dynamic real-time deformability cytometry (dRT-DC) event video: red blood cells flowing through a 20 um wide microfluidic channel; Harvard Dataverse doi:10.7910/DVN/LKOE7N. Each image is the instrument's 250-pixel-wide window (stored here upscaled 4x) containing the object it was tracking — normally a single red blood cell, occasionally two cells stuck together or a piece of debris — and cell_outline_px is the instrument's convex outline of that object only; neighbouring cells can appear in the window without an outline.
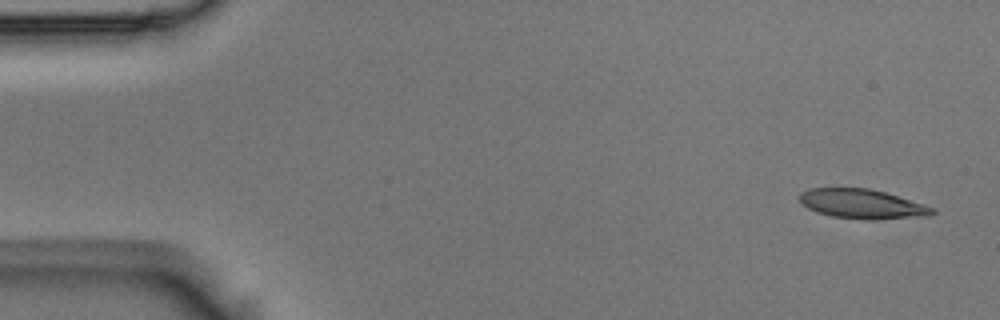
{"species": "Egyptian fruit bat (a non-hibernating species)", "species_latin": "Rousettus aegyptiacus", "temperature_condition": "room temperature", "stored_images_in_passage": 6, "camera_frame_rate_fps": 3000, "um_per_image_px": 0.085, "animal": {"sex": "male"}, "frame": {"image": 1, "passage_image": 1, "time_ms": 0.0, "image_size_px": [1000, 320], "cell_outline_px": [[936, 212], [932, 216], [868, 220], [864, 220], [832, 216], [816, 212], [800, 204], [800, 192], [808, 188], [868, 188], [884, 192], [924, 204], [936, 208]], "centroid_in_image_um": [73.3, 17.34], "position_along_channel_um": 11.7, "area_um2": 23.0}}
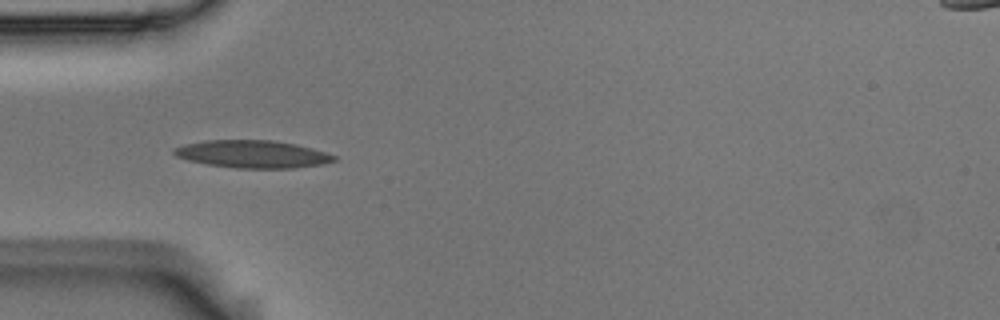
{"frame": {"image": 2, "passage_image": 5, "time_ms": 1.333, "image_size_px": [1000, 320], "cell_outline_px": [[336, 160], [324, 164], [292, 168], [236, 168], [208, 164], [188, 160], [176, 156], [172, 152], [172, 148], [184, 144], [204, 140], [272, 140], [296, 144], [312, 148], [336, 156]], "centroid_in_image_um": [21.44, 13.09], "position_along_channel_um": 63.6, "area_um2": 25.72}}
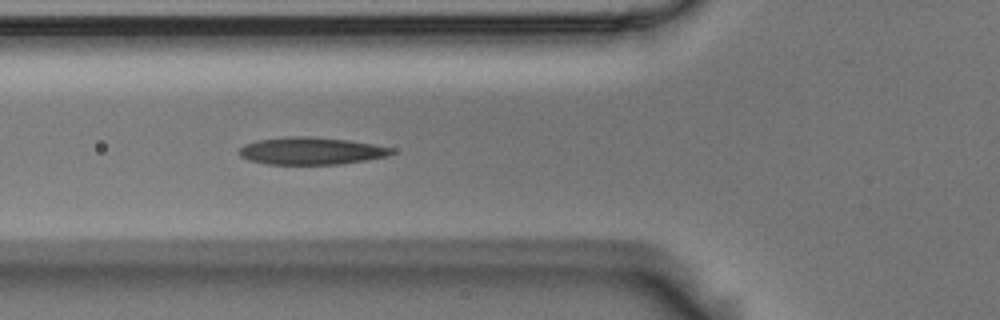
{"frame": {"image": 3, "passage_image": 6, "time_ms": 1.667, "image_size_px": [1000, 320], "cell_outline_px": [[396, 152], [388, 156], [340, 164], [268, 164], [248, 160], [240, 156], [240, 148], [244, 144], [256, 140], [284, 136], [312, 136], [348, 140], [376, 144], [392, 148]], "centroid_in_image_um": [26.45, 12.81], "position_along_channel_um": 99.4, "area_um2": 24.45}}